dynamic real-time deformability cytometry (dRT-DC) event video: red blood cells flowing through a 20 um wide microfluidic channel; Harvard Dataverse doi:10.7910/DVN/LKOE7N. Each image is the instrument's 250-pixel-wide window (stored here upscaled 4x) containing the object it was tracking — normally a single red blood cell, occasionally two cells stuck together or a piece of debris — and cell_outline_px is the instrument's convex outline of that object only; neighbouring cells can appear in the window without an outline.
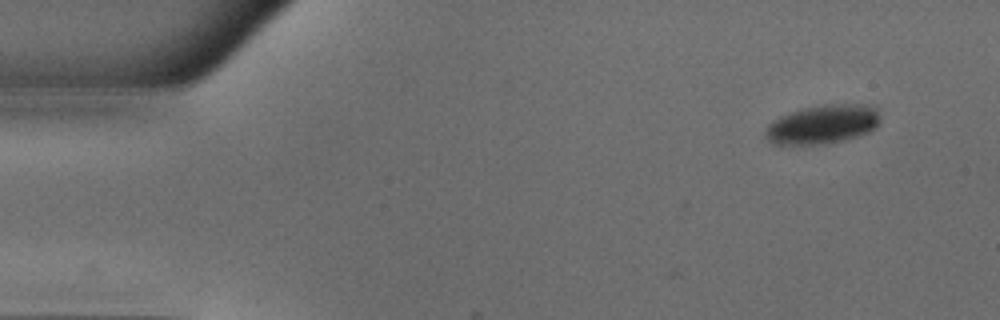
{"species": "common noctule bat (a hibernating species)", "species_latin": "Nyctalus noctula", "temperature_condition": "warm", "stored_images_in_passage": 3, "camera_frame_rate_fps": 3000, "um_per_image_px": 0.085, "animal": {"sex": "male", "body_mass_g": 18.8}, "frame": {"image": 1, "passage_image": 1, "time_ms": 0.0, "image_size_px": [1000, 320], "cell_outline_px": [[880, 120], [876, 128], [860, 136], [844, 140], [824, 144], [772, 144], [764, 136], [764, 132], [768, 124], [780, 116], [788, 112], [804, 108], [824, 104], [872, 104], [876, 108]], "centroid_in_image_um": [69.94, 10.56], "position_along_channel_um": 15.1, "area_um2": 26.36}}